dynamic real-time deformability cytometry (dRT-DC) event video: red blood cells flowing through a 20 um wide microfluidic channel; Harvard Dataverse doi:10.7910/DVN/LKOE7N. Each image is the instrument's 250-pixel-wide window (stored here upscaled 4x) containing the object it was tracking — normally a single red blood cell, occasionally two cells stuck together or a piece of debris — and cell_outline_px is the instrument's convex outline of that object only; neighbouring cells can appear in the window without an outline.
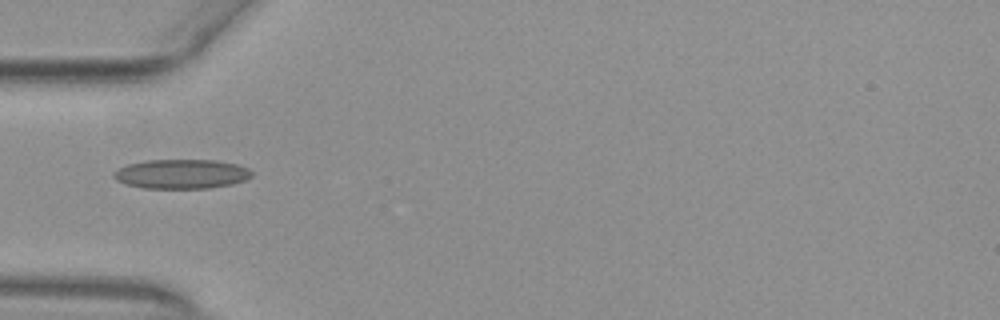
{"species": "common noctule bat (a hibernating species)", "species_latin": "Nyctalus noctula", "temperature_condition": "warm", "stored_images_in_passage": 35, "camera_frame_rate_fps": 3000, "um_per_image_px": 0.085, "animal": {"sex": "female", "body_mass_g": 29.2, "forearm_length_mm": 56.3}, "frame": {"image": 1, "passage_image": 1, "time_ms": 0.0, "image_size_px": [1000, 320], "cell_outline_px": [[252, 176], [244, 180], [232, 184], [208, 188], [144, 188], [128, 184], [116, 180], [112, 176], [120, 168], [128, 164], [144, 160], [216, 160], [236, 164], [248, 168], [252, 172]], "centroid_in_image_um": [15.44, 14.78], "position_along_channel_um": 69.6, "area_um2": 23.47}}
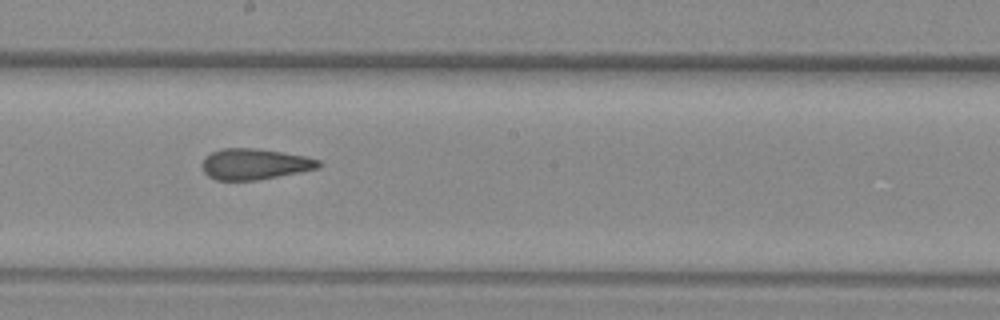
{"frame": {"image": 2, "passage_image": 13, "time_ms": 4.0, "image_size_px": [1000, 320], "cell_outline_px": [[320, 168], [300, 172], [256, 180], [216, 180], [208, 176], [204, 172], [200, 164], [204, 156], [220, 148], [256, 148], [308, 156], [320, 160]], "centroid_in_image_um": [21.62, 13.94], "position_along_channel_um": 226.6, "area_um2": 21.21}}
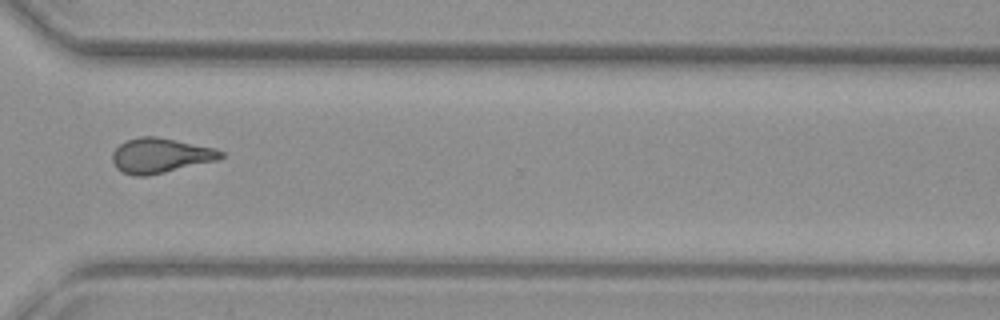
{"frame": {"image": 3, "passage_image": 23, "time_ms": 7.333, "image_size_px": [1000, 320], "cell_outline_px": [[224, 156], [220, 160], [148, 176], [136, 176], [124, 172], [116, 168], [112, 160], [112, 152], [120, 144], [128, 140], [140, 136], [156, 136], [216, 148], [224, 152]], "centroid_in_image_um": [13.67, 13.22], "position_along_channel_um": 356.9, "area_um2": 22.2}, "authors_computed_cell_mechanics": {"area_um2": 21.386, "velocity_mm_per_s": 3.9199, "shape_relaxation_time_tau1_ms": null, "shape_relaxation_time_tau2_ms": 1.8759, "deformation_change_tau1": null, "deformation_change_tau2": 0.0976}}